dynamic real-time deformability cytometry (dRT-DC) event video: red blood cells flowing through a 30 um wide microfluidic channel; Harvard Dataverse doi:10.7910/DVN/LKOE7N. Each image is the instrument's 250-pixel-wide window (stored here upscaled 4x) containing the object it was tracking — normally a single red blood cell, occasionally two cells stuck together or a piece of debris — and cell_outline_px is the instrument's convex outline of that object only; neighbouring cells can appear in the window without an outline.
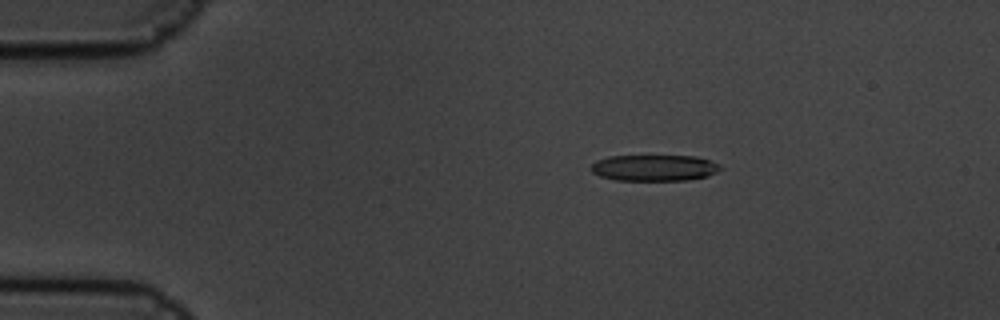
{"species": "common noctule bat (a hibernating species)", "species_latin": "Nyctalus noctula", "temperature_condition": "cold", "stored_images_in_passage": 5, "camera_frame_rate_fps": 3000, "um_per_image_px": 0.085, "animal": {"sex": "male", "body_mass_g": 19.5, "forearm_length_mm": 54.6}, "frame": {"image": 1, "passage_image": 3, "time_ms": 0.667, "image_size_px": [1000, 320], "cell_outline_px": [[724, 168], [708, 176], [688, 180], [616, 180], [600, 176], [592, 172], [592, 164], [596, 160], [608, 156], [696, 156], [720, 164]], "centroid_in_image_um": [55.64, 14.26], "position_along_channel_um": 29.4, "area_um2": 19.77}}